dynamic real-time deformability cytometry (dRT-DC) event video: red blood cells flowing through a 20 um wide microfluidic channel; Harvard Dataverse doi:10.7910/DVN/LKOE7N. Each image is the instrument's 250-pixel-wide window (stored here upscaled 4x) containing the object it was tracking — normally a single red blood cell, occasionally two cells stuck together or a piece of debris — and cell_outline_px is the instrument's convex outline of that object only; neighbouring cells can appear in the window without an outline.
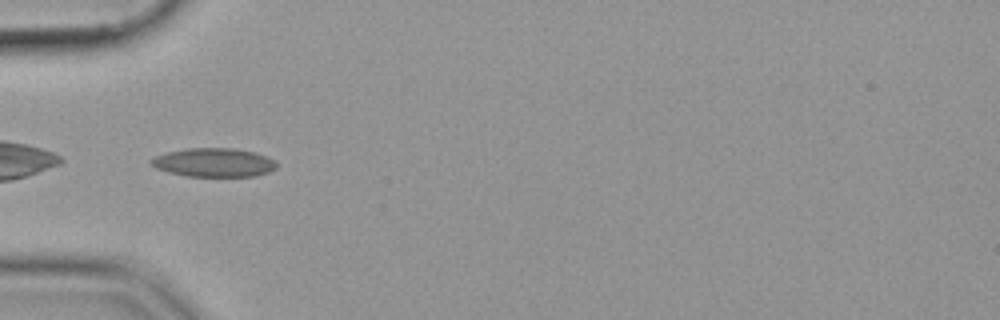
{"species": "common noctule bat (a hibernating species)", "species_latin": "Nyctalus noctula", "temperature_condition": "cold", "stored_images_in_passage": 36, "camera_frame_rate_fps": 3000, "um_per_image_px": 0.085, "animal": {"sex": "female", "body_mass_g": 19.9}, "frame": {"image": 1, "passage_image": 1, "time_ms": 0.0, "image_size_px": [1000, 320], "cell_outline_px": [[276, 168], [268, 172], [252, 176], [188, 176], [168, 172], [156, 168], [148, 164], [148, 160], [156, 156], [168, 152], [188, 148], [232, 148], [252, 152], [268, 156], [276, 160]], "centroid_in_image_um": [18.15, 13.81], "position_along_channel_um": 66.8, "area_um2": 20.98}}
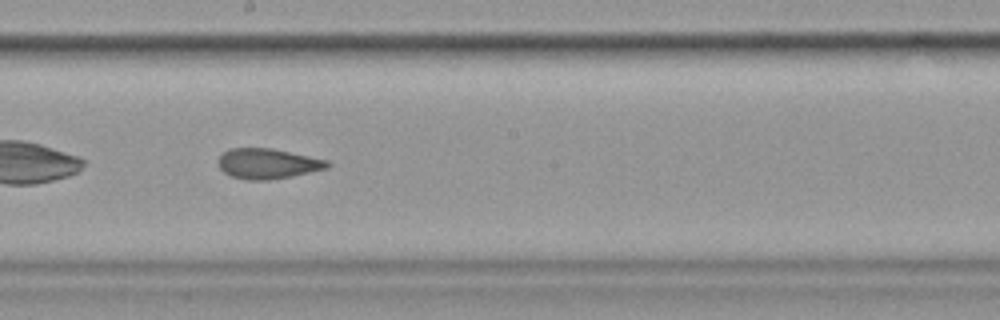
{"frame": {"image": 2, "passage_image": 14, "time_ms": 4.333, "image_size_px": [1000, 320], "cell_outline_px": [[332, 164], [328, 168], [292, 176], [268, 180], [248, 180], [232, 176], [224, 172], [220, 168], [220, 156], [228, 148], [272, 148], [328, 160]], "centroid_in_image_um": [22.79, 13.9], "position_along_channel_um": 225.4, "area_um2": 19.13}}
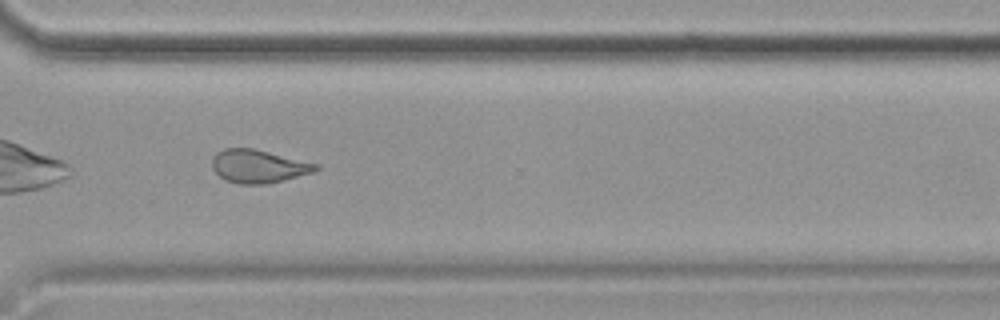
{"frame": {"image": 3, "passage_image": 24, "time_ms": 7.667, "image_size_px": [1000, 320], "cell_outline_px": [[320, 168], [312, 172], [284, 180], [268, 184], [240, 184], [224, 180], [212, 168], [212, 156], [216, 152], [224, 148], [252, 148], [320, 164]], "centroid_in_image_um": [21.95, 14.13], "position_along_channel_um": 348.7, "area_um2": 20.11}}